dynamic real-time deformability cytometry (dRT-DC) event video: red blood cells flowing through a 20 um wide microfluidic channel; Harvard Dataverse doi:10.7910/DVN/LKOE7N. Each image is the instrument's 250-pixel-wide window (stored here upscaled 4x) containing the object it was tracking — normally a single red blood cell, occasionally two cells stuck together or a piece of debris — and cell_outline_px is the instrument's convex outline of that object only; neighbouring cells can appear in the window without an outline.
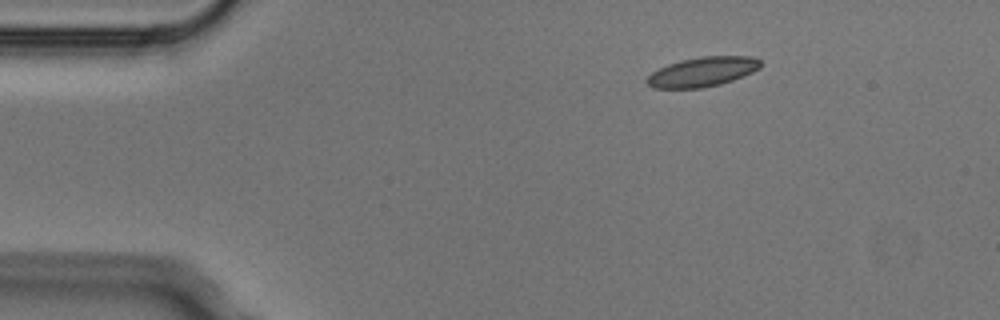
{"species": "Egyptian fruit bat (a non-hibernating species)", "species_latin": "Rousettus aegyptiacus", "temperature_condition": "cold", "stored_images_in_passage": 3, "camera_frame_rate_fps": 3000, "um_per_image_px": 0.085, "animal": {"sex": "male"}, "frame": {"image": 1, "passage_image": 1, "time_ms": 0.0, "image_size_px": [1000, 320], "cell_outline_px": [[760, 68], [752, 72], [732, 80], [720, 84], [700, 88], [652, 88], [644, 80], [652, 72], [668, 64], [680, 60], [700, 56], [752, 56], [760, 60]], "centroid_in_image_um": [59.69, 6.1], "position_along_channel_um": 25.3, "area_um2": 19.54}}